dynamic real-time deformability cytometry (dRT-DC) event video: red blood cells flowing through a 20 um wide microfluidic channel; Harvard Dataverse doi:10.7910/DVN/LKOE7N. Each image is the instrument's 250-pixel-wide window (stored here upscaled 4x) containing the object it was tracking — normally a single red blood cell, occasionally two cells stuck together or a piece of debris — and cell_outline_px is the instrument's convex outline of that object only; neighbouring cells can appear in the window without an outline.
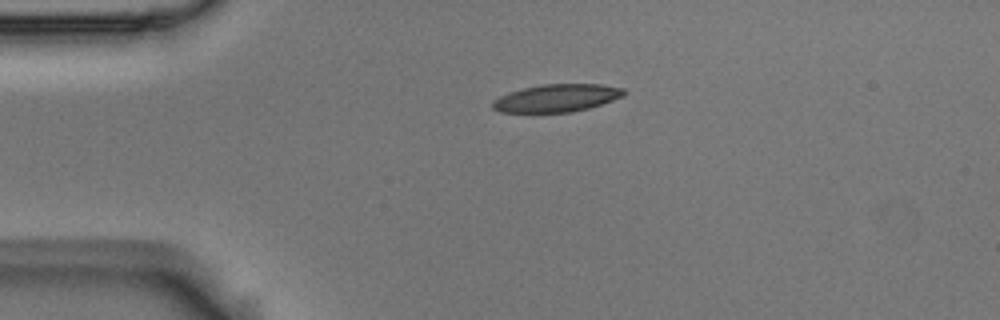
{"species": "Egyptian fruit bat (a non-hibernating species)", "species_latin": "Rousettus aegyptiacus", "temperature_condition": "room temperature", "stored_images_in_passage": 2, "camera_frame_rate_fps": 3000, "um_per_image_px": 0.085, "animal": {"sex": "male"}, "frame": {"image": 1, "passage_image": 1, "time_ms": 0.0, "image_size_px": [1000, 320], "cell_outline_px": [[628, 92], [624, 96], [588, 108], [572, 112], [500, 112], [492, 108], [492, 100], [508, 92], [524, 88], [544, 84], [600, 84], [624, 88]], "centroid_in_image_um": [47.33, 8.33], "position_along_channel_um": 37.7, "area_um2": 21.15}}